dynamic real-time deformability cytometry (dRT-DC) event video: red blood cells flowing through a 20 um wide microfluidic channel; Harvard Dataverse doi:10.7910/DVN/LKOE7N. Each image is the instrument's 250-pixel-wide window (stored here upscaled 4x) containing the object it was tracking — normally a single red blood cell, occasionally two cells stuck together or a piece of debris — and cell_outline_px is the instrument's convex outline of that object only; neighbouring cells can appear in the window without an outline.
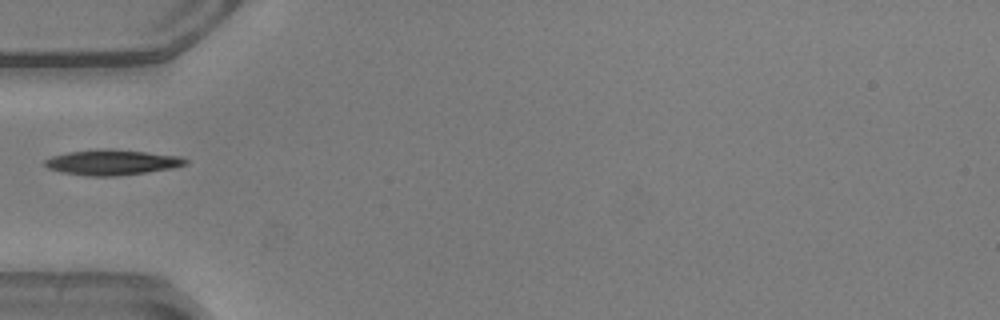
{"species": "common noctule bat (a hibernating species)", "species_latin": "Nyctalus noctula", "temperature_condition": "warm", "stored_images_in_passage": 34, "camera_frame_rate_fps": 3000, "um_per_image_px": 0.085, "animal": {"sex": "male", "body_mass_g": 20.5, "forearm_length_mm": 52.5}, "frame": {"image": 1, "passage_image": 1, "time_ms": 0.0, "image_size_px": [1000, 320], "cell_outline_px": [[188, 164], [172, 168], [116, 176], [88, 176], [64, 172], [48, 168], [44, 164], [44, 160], [52, 156], [68, 152], [100, 148], [112, 148], [180, 156], [188, 160]], "centroid_in_image_um": [9.53, 13.78], "position_along_channel_um": 75.5, "area_um2": 20.75}}
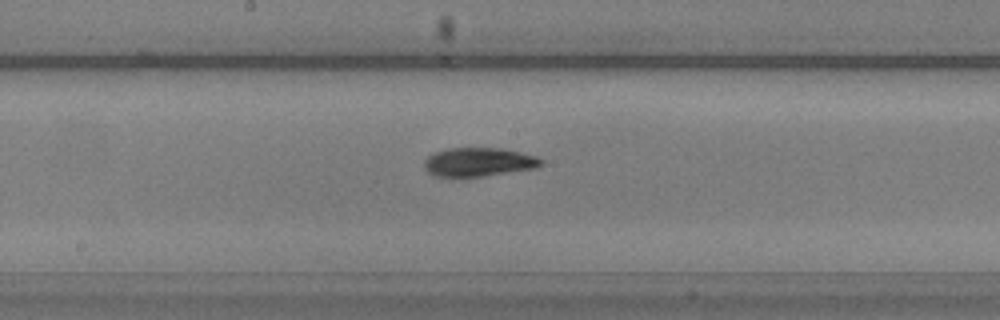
{"frame": {"image": 2, "passage_image": 11, "time_ms": 3.333, "image_size_px": [1000, 320], "cell_outline_px": [[544, 164], [536, 168], [480, 176], [432, 176], [424, 168], [424, 160], [428, 156], [436, 152], [448, 148], [500, 148], [520, 152], [536, 156], [544, 160]], "centroid_in_image_um": [40.69, 13.76], "position_along_channel_um": 207.5, "area_um2": 19.48}}